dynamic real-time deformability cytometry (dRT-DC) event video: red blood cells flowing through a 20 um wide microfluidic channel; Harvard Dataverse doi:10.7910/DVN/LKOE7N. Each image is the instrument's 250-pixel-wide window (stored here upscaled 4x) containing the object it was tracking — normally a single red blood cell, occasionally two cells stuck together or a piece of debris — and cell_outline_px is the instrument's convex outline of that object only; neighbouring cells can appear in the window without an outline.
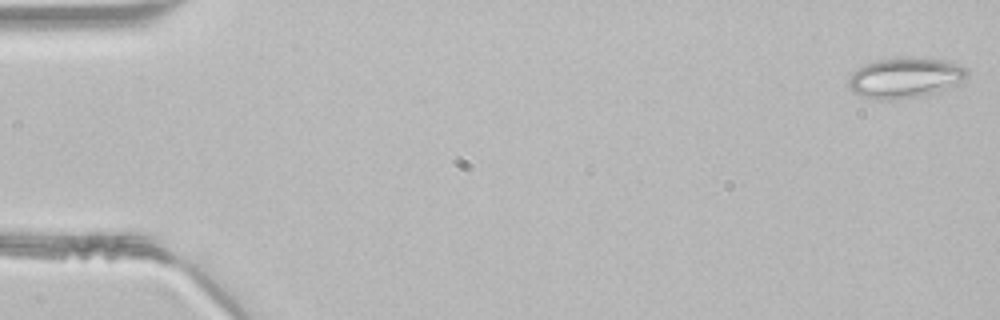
{"species": "common noctule bat (a hibernating species)", "species_latin": "Nyctalus noctula", "temperature_condition": "room temperature", "stored_images_in_passage": 47, "segment_of_instrument_passage": [1, 2], "camera_frame_rate_fps": 3000, "um_per_image_px": 0.085, "animal": {"sex": "male", "body_mass_g": 21.5, "forearm_length_mm": 52.0}, "frame": {"image": 1, "passage_image": 1, "time_ms": 0.0, "image_size_px": [1000, 320], "cell_outline_px": [[968, 76], [964, 84], [920, 96], [896, 100], [876, 100], [860, 96], [852, 92], [848, 88], [848, 76], [852, 72], [864, 64], [876, 60], [908, 56], [912, 56], [948, 60], [968, 68]], "centroid_in_image_um": [76.96, 6.6], "position_along_channel_um": 8.0, "area_um2": 28.96}}
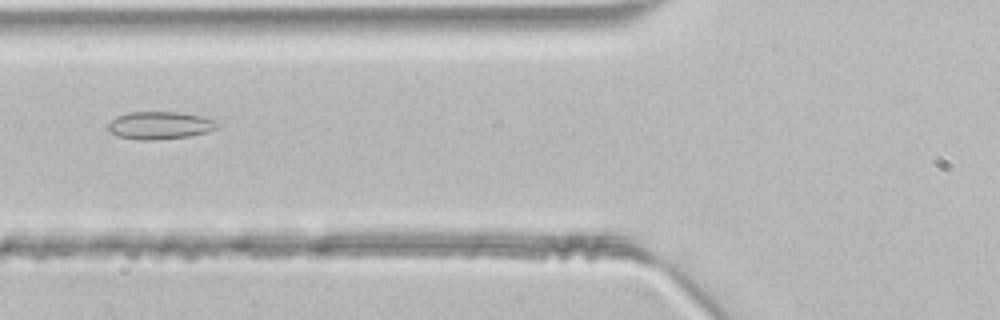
{"frame": {"image": 2, "passage_image": 18, "time_ms": 5.667, "image_size_px": [1000, 320], "cell_outline_px": [[220, 128], [208, 132], [188, 136], [152, 140], [136, 140], [116, 136], [108, 128], [108, 124], [116, 116], [128, 112], [180, 112], [200, 116], [216, 120], [220, 124]], "centroid_in_image_um": [13.62, 10.66], "position_along_channel_um": 112.2, "area_um2": 17.74}}
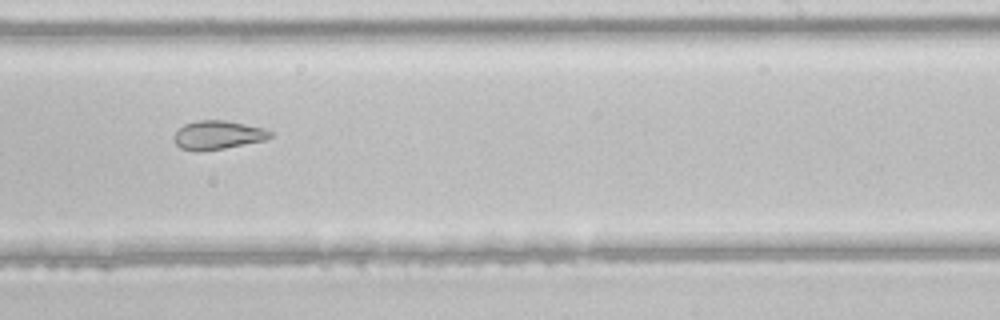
{"frame": {"image": 3, "passage_image": 29, "time_ms": 9.333, "image_size_px": [1000, 320], "cell_outline_px": [[272, 136], [264, 140], [224, 148], [180, 148], [176, 144], [172, 136], [184, 124], [196, 120], [224, 120], [264, 128], [272, 132]], "centroid_in_image_um": [18.53, 11.43], "position_along_channel_um": 270.5, "area_um2": 15.43}}